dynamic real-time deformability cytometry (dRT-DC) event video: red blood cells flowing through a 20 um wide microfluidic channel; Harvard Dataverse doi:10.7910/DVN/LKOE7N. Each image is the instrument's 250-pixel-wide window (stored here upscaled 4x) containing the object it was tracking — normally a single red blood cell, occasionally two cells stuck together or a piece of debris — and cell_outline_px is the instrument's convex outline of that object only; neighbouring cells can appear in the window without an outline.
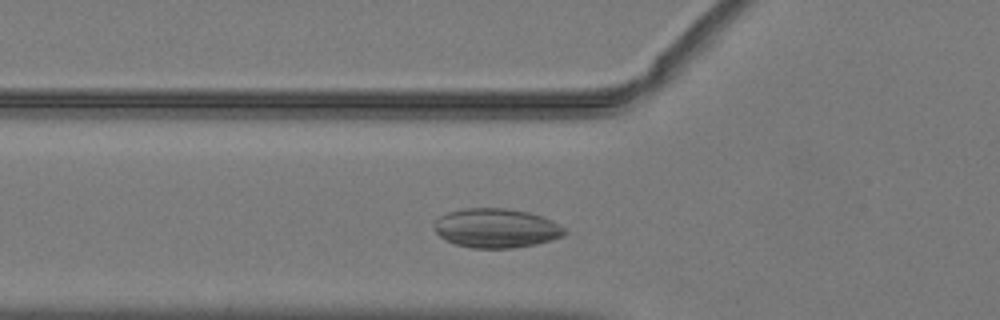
{"species": "common noctule bat (a hibernating species)", "species_latin": "Nyctalus noctula", "temperature_condition": "warm", "stored_images_in_passage": 41, "camera_frame_rate_fps": 3000, "um_per_image_px": 0.085, "animal": {"sex": "male", "body_mass_g": 19.2, "forearm_length_mm": 51.8}, "frame": {"image": 1, "passage_image": 8, "time_ms": 2.333, "image_size_px": [1000, 320], "cell_outline_px": [[568, 232], [564, 236], [552, 240], [536, 244], [512, 248], [472, 248], [456, 244], [444, 240], [436, 232], [432, 224], [432, 220], [448, 212], [464, 208], [504, 208], [528, 212], [552, 220], [564, 228]], "centroid_in_image_um": [42.15, 19.39], "position_along_channel_um": 83.6, "area_um2": 30.06}}
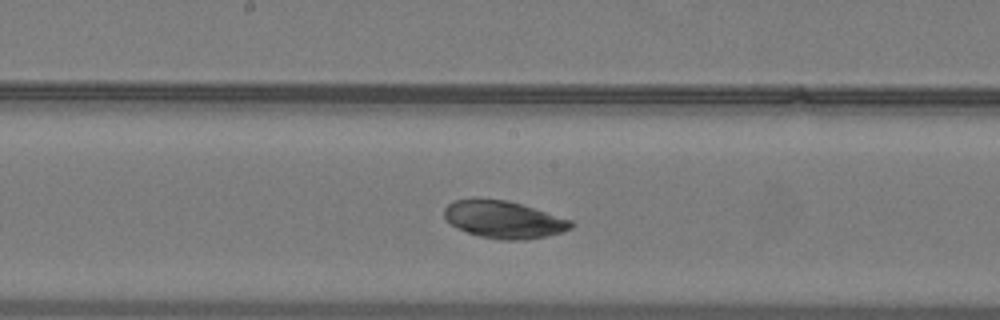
{"frame": {"image": 2, "passage_image": 17, "time_ms": 5.333, "image_size_px": [1000, 320], "cell_outline_px": [[572, 228], [548, 236], [524, 240], [500, 240], [480, 236], [468, 232], [452, 224], [444, 216], [444, 208], [448, 204], [456, 200], [508, 200], [572, 220]], "centroid_in_image_um": [42.85, 18.68], "position_along_channel_um": 205.3, "area_um2": 26.99}}
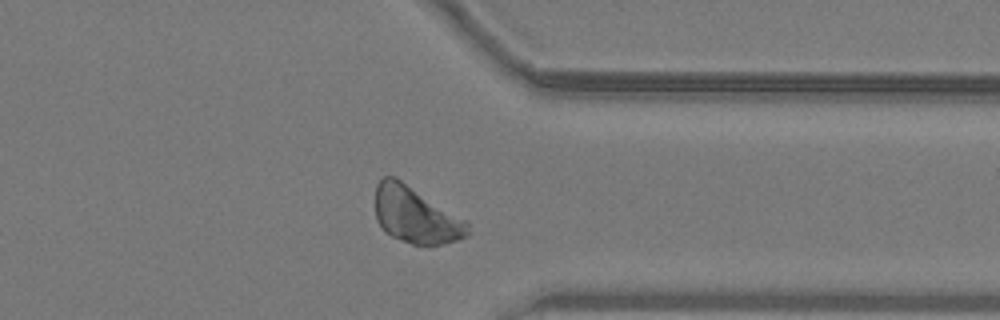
{"frame": {"image": 3, "passage_image": 30, "time_ms": 9.667, "image_size_px": [1000, 320], "cell_outline_px": [[468, 236], [456, 240], [440, 244], [412, 244], [392, 236], [384, 232], [376, 220], [376, 184], [384, 176], [396, 176], [464, 220], [468, 224]], "centroid_in_image_um": [35.28, 18.27], "position_along_channel_um": 376.1, "area_um2": 29.88}}